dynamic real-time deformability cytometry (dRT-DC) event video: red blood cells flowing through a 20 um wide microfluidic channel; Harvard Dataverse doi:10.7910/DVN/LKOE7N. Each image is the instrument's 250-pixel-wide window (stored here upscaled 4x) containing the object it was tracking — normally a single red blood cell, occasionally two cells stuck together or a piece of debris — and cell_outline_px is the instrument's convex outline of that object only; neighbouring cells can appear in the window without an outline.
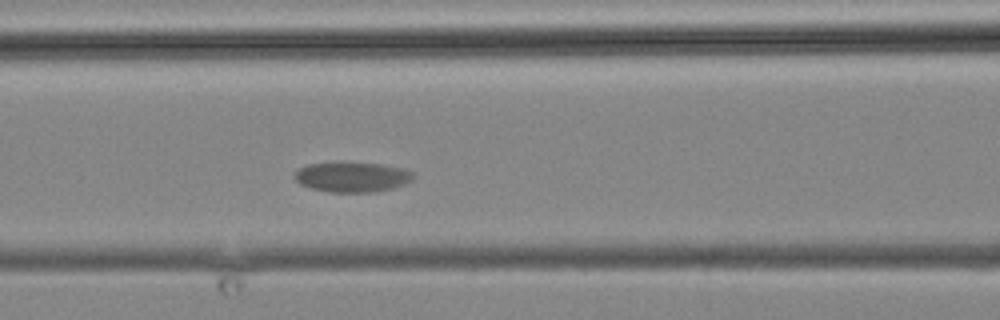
{"species": "common noctule bat (a hibernating species)", "species_latin": "Nyctalus noctula", "temperature_condition": "cold", "stored_images_in_passage": 11, "camera_frame_rate_fps": 3000, "um_per_image_px": 0.085, "animal": {"sex": "male", "body_mass_g": 19.2, "forearm_length_mm": 51.8}, "frame": {"image": 1, "passage_image": 11, "time_ms": 15.0, "image_size_px": [1000, 320], "cell_outline_px": [[416, 176], [412, 180], [404, 184], [392, 188], [372, 192], [328, 192], [312, 188], [300, 184], [292, 176], [300, 168], [308, 164], [336, 160], [340, 160], [380, 164], [404, 168], [412, 172]], "centroid_in_image_um": [29.91, 15.0], "position_along_channel_um": 136.7, "area_um2": 21.39}}